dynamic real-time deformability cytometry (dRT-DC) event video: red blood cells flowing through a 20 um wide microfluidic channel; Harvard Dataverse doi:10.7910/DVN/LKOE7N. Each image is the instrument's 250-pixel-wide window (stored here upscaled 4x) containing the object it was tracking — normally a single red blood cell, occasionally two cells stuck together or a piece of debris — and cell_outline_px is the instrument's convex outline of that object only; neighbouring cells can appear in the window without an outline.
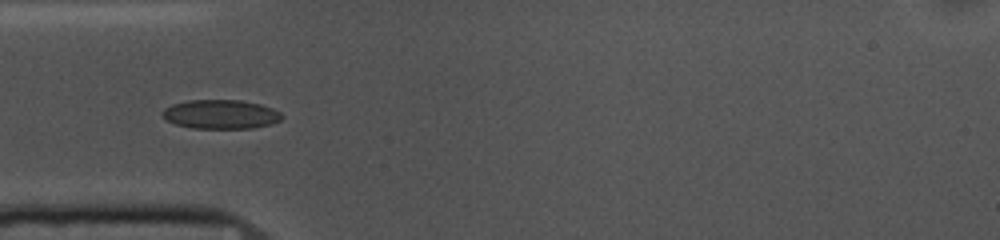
{"species": "common noctule bat (a hibernating species)", "species_latin": "Nyctalus noctula", "temperature_condition": "cold", "stored_images_in_passage": 20, "camera_frame_rate_fps": 3000, "um_per_image_px": 0.085, "animal": {"sex": "female", "body_mass_g": 10.0, "forearm_length_mm": 53.1}, "frame": {"image": 1, "passage_image": 4, "time_ms": 1.0, "image_size_px": [1000, 240], "cell_outline_px": [[284, 116], [280, 120], [272, 124], [252, 128], [192, 128], [176, 124], [168, 120], [160, 112], [164, 108], [172, 104], [188, 100], [240, 100], [260, 104], [272, 108], [280, 112]], "centroid_in_image_um": [18.77, 9.71], "position_along_channel_um": 66.2, "area_um2": 20.23}}
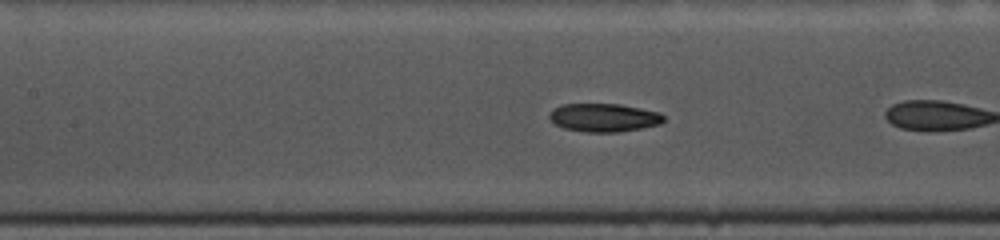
{"frame": {"image": 2, "passage_image": 9, "time_ms": 2.667, "image_size_px": [1000, 240], "cell_outline_px": [[664, 120], [660, 124], [640, 128], [616, 132], [584, 132], [564, 128], [556, 124], [548, 116], [552, 108], [564, 104], [620, 104], [660, 112], [664, 116]], "centroid_in_image_um": [51.32, 9.99], "position_along_channel_um": 156.1, "area_um2": 18.79}}